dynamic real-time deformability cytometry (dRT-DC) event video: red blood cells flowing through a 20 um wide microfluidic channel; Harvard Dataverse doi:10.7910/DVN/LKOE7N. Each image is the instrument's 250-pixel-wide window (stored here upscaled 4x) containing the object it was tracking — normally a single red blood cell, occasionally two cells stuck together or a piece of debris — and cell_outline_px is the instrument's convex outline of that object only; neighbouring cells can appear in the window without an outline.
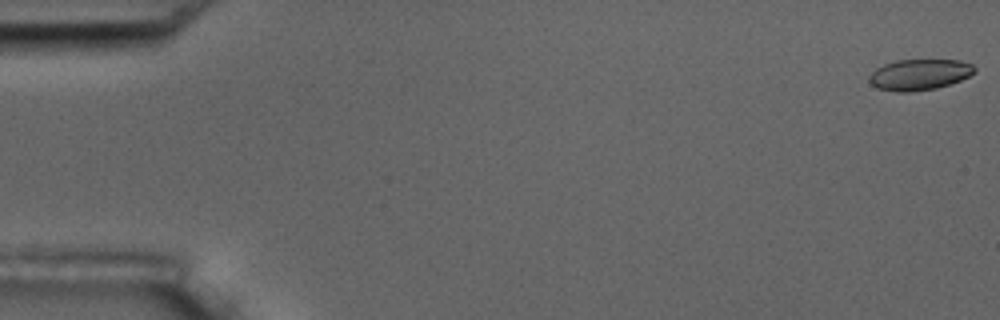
{"species": "common noctule bat (a hibernating species)", "species_latin": "Nyctalus noctula", "temperature_condition": "room temperature", "stored_images_in_passage": 4, "camera_frame_rate_fps": 3000, "um_per_image_px": 0.085, "animal": {"sex": "male", "body_mass_g": 17.5, "forearm_length_mm": 52.3}, "frame": {"image": 1, "passage_image": 1, "time_ms": 0.0, "image_size_px": [1000, 320], "cell_outline_px": [[976, 72], [960, 80], [936, 88], [912, 92], [896, 92], [876, 88], [868, 80], [868, 76], [876, 68], [884, 64], [896, 60], [960, 60], [972, 64], [976, 68]], "centroid_in_image_um": [78.13, 6.34], "position_along_channel_um": 6.9, "area_um2": 19.07}}